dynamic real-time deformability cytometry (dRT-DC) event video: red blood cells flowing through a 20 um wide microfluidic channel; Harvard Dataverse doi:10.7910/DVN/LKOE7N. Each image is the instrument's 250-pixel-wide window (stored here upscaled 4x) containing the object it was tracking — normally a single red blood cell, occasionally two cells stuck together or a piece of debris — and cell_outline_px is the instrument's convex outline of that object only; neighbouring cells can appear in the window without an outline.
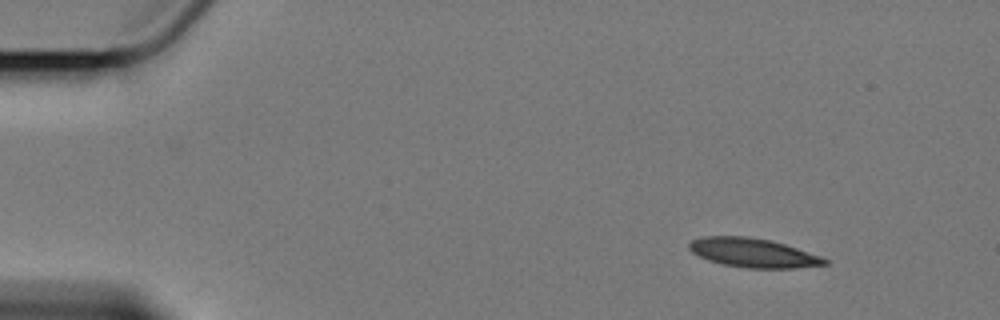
{"species": "Egyptian fruit bat (a non-hibernating species)", "species_latin": "Rousettus aegyptiacus", "temperature_condition": "cold", "stored_images_in_passage": 53, "camera_frame_rate_fps": 3000, "um_per_image_px": 0.085, "animal": {"sex": "female"}, "frame": {"image": 1, "passage_image": 1, "time_ms": 0.0, "image_size_px": [1000, 320], "cell_outline_px": [[828, 264], [796, 268], [748, 268], [724, 264], [708, 260], [692, 252], [688, 248], [688, 244], [692, 240], [704, 236], [748, 236], [768, 240], [784, 244], [820, 256], [828, 260]], "centroid_in_image_um": [63.99, 21.49], "position_along_channel_um": 21.0, "area_um2": 22.72}}
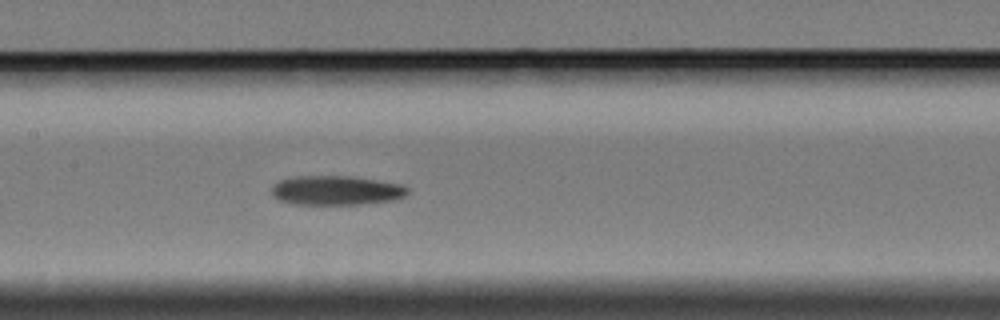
{"frame": {"image": 2, "passage_image": 23, "time_ms": 7.333, "image_size_px": [1000, 320], "cell_outline_px": [[408, 192], [404, 196], [392, 200], [364, 204], [292, 204], [280, 200], [272, 196], [272, 188], [280, 180], [296, 176], [352, 176], [404, 184], [408, 188]], "centroid_in_image_um": [28.6, 16.18], "position_along_channel_um": 178.8, "area_um2": 23.29}}
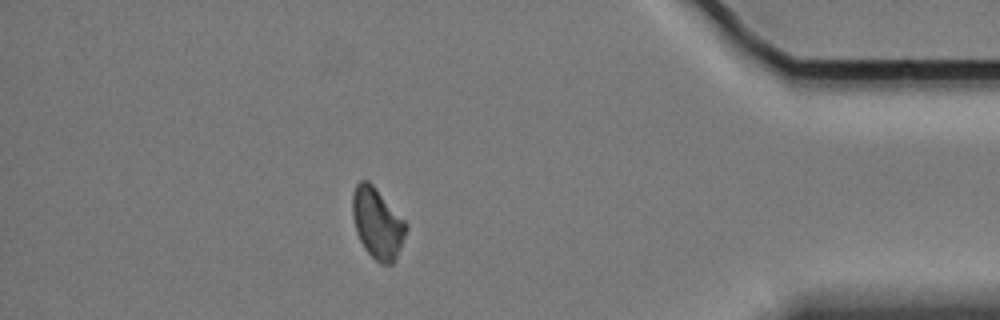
{"frame": {"image": 3, "passage_image": 46, "time_ms": 15.0, "image_size_px": [1000, 320], "cell_outline_px": [[408, 228], [396, 260], [392, 264], [380, 264], [364, 248], [356, 232], [352, 216], [352, 192], [356, 184], [360, 180], [368, 180], [376, 188], [408, 224]], "centroid_in_image_um": [32.08, 18.98], "position_along_channel_um": 403.1, "area_um2": 22.2}, "authors_computed_cell_mechanics": {"area_um2": 23.0044, "velocity_mm_per_s": 3.3966, "shape_relaxation_time_tau1_ms": 6.0901, "shape_relaxation_time_tau2_ms": null, "deformation_change_tau1": 0.1471, "deformation_change_tau2": null}}